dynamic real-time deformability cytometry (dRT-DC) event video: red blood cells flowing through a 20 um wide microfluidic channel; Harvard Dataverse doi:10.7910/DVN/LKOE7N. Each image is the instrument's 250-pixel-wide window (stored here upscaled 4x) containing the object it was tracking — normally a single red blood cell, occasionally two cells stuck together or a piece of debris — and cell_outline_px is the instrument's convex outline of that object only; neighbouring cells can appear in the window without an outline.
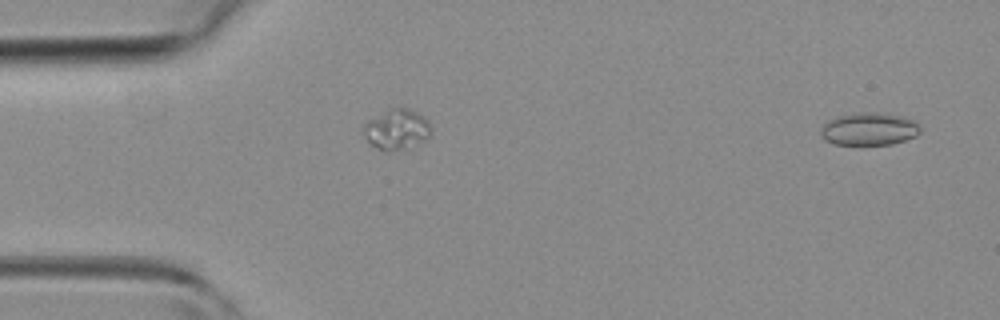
{"species": "common noctule bat (a hibernating species)", "species_latin": "Nyctalus noctula", "temperature_condition": "room temperature", "stored_images_in_passage": 3, "camera_frame_rate_fps": 3000, "um_per_image_px": 0.085, "animal": {"sex": "female", "body_mass_g": 19.3, "forearm_length_mm": 54.1}, "frame": {"image": 1, "passage_image": 1, "time_ms": 0.0, "image_size_px": [1000, 320], "cell_outline_px": [[920, 132], [916, 136], [892, 144], [836, 144], [824, 140], [820, 136], [820, 128], [828, 120], [836, 116], [860, 112], [880, 112], [912, 120], [920, 128]], "centroid_in_image_um": [73.81, 10.96], "position_along_channel_um": 11.2, "area_um2": 18.79}}